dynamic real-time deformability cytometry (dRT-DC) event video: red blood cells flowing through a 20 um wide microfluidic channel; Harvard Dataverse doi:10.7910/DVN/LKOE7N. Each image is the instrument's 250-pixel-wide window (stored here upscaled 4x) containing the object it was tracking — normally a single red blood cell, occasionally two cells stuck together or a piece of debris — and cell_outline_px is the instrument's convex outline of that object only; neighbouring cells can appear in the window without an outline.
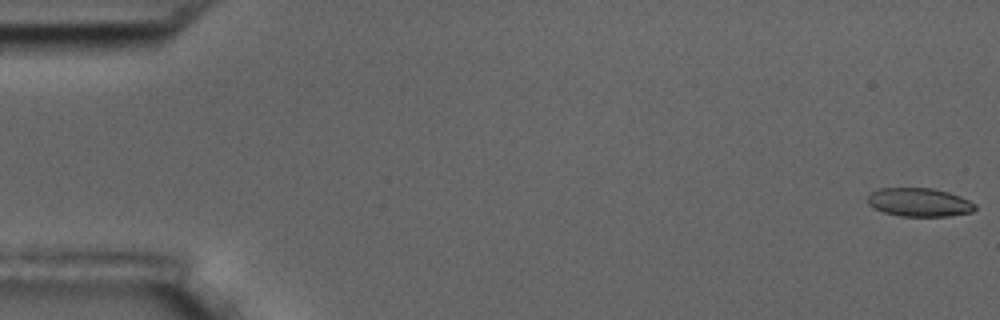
{"species": "common noctule bat (a hibernating species)", "species_latin": "Nyctalus noctula", "temperature_condition": "room temperature", "stored_images_in_passage": 6, "camera_frame_rate_fps": 3000, "um_per_image_px": 0.085, "animal": {"sex": "male", "body_mass_g": 17.5, "forearm_length_mm": 52.3}, "frame": {"image": 1, "passage_image": 1, "time_ms": 0.0, "image_size_px": [1000, 320], "cell_outline_px": [[976, 208], [972, 212], [948, 216], [900, 216], [884, 212], [868, 204], [868, 196], [872, 192], [880, 188], [932, 188], [948, 192], [960, 196], [976, 204]], "centroid_in_image_um": [78.16, 17.19], "position_along_channel_um": 6.8, "area_um2": 17.74}}